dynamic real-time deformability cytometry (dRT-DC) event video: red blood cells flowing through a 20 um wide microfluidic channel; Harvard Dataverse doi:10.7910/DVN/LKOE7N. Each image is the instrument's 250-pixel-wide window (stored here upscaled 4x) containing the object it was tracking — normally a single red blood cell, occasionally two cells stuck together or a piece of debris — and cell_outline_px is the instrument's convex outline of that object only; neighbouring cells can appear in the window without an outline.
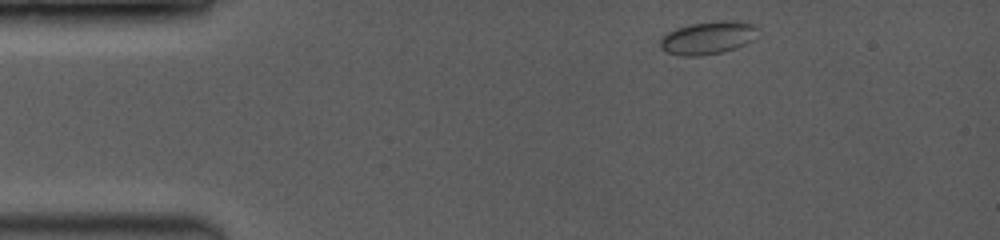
{"species": "common noctule bat (a hibernating species)", "species_latin": "Nyctalus noctula", "temperature_condition": "room temperature", "stored_images_in_passage": 10, "camera_frame_rate_fps": 3500, "um_per_image_px": 0.085, "animal": {"sex": "female", "body_mass_g": 19.0, "forearm_length_mm": 53.3}, "frame": {"image": 1, "passage_image": 1, "time_ms": 0.0, "image_size_px": [1000, 240], "cell_outline_px": [[760, 36], [736, 48], [720, 52], [700, 56], [680, 56], [664, 52], [660, 48], [660, 40], [668, 32], [692, 24], [752, 24], [756, 28]], "centroid_in_image_um": [60.11, 3.3], "position_along_channel_um": 24.9, "area_um2": 17.63}}
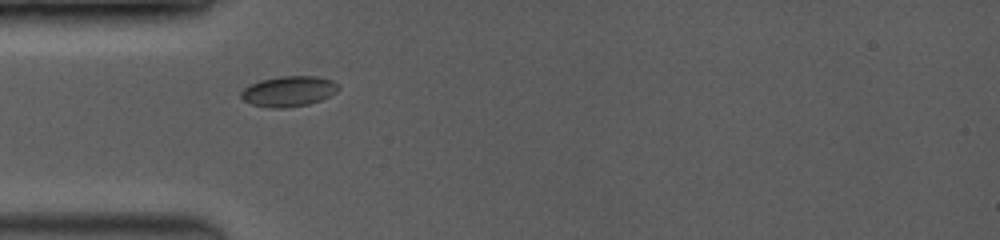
{"frame": {"image": 2, "passage_image": 6, "time_ms": 2.571, "image_size_px": [1000, 240], "cell_outline_px": [[340, 88], [336, 92], [320, 100], [308, 104], [284, 108], [268, 108], [252, 104], [244, 100], [240, 96], [240, 92], [244, 88], [260, 80], [280, 76], [312, 76], [332, 80]], "centroid_in_image_um": [24.51, 7.76], "position_along_channel_um": 60.5, "area_um2": 17.11}}
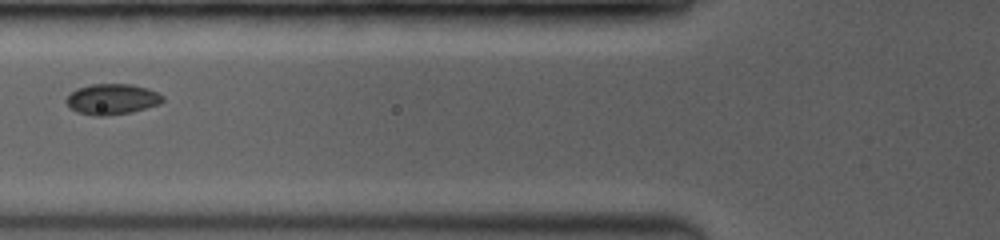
{"frame": {"image": 3, "passage_image": 9, "time_ms": 4.0, "image_size_px": [1000, 240], "cell_outline_px": [[164, 100], [160, 104], [132, 112], [104, 116], [92, 116], [76, 112], [64, 100], [76, 88], [92, 84], [132, 84], [148, 88], [164, 96]], "centroid_in_image_um": [9.53, 8.43], "position_along_channel_um": 116.3, "area_um2": 17.34}}